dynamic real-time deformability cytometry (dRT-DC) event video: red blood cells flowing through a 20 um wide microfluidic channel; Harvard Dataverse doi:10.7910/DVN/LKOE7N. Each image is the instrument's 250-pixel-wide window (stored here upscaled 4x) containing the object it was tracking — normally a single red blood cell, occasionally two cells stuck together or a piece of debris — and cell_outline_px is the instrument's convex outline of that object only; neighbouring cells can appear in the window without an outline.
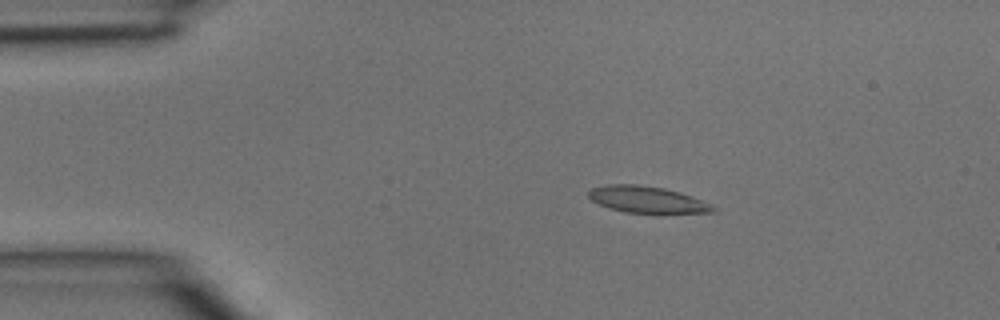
{"species": "common noctule bat (a hibernating species)", "species_latin": "Nyctalus noctula", "temperature_condition": "room temperature", "stored_images_in_passage": 5, "segment_of_instrument_passage": [1, 2], "camera_frame_rate_fps": 3000, "um_per_image_px": 0.085, "animal": {"sex": "male", "body_mass_g": 15.6}, "frame": {"image": 1, "passage_image": 3, "time_ms": 0.667, "image_size_px": [1000, 320], "cell_outline_px": [[720, 208], [716, 212], [664, 216], [624, 212], [600, 204], [592, 200], [588, 196], [588, 192], [592, 188], [608, 184], [636, 184], [664, 188], [680, 192], [692, 196], [712, 204]], "centroid_in_image_um": [55.16, 17.02], "position_along_channel_um": 29.8, "area_um2": 20.35}}